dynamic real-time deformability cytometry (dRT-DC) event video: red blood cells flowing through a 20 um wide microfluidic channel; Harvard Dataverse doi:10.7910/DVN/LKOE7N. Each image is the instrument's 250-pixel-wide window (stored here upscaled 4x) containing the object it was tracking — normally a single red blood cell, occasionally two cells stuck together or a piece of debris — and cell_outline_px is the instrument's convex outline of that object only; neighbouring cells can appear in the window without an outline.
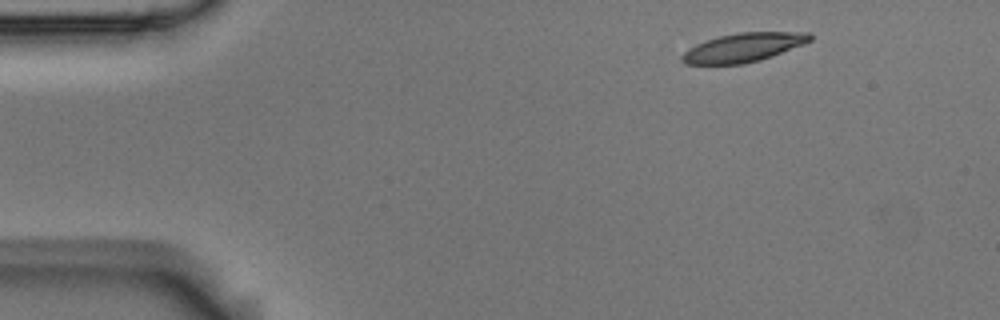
{"species": "Egyptian fruit bat (a non-hibernating species)", "species_latin": "Rousettus aegyptiacus", "temperature_condition": "room temperature", "stored_images_in_passage": 7, "camera_frame_rate_fps": 3000, "um_per_image_px": 0.085, "animal": {"sex": "male"}, "frame": {"image": 1, "passage_image": 1, "time_ms": 0.0, "image_size_px": [1000, 320], "cell_outline_px": [[812, 40], [804, 44], [772, 56], [760, 60], [744, 64], [684, 64], [680, 60], [680, 56], [688, 48], [696, 44], [720, 36], [736, 32], [812, 32]], "centroid_in_image_um": [63.19, 4.04], "position_along_channel_um": 21.8, "area_um2": 21.62}}
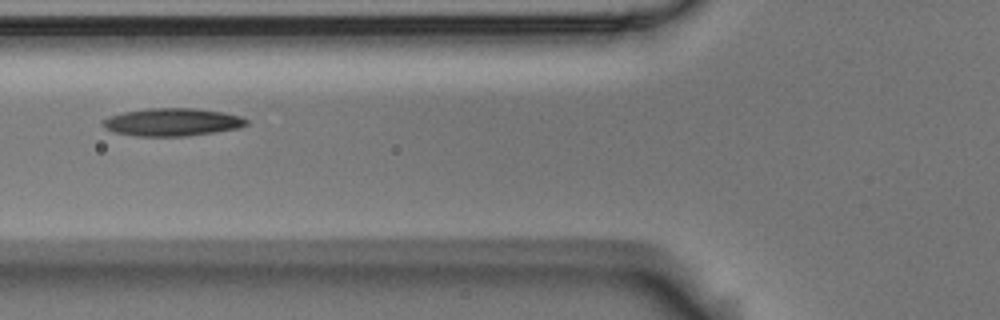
{"frame": {"image": 2, "passage_image": 5, "time_ms": 1.333, "image_size_px": [1000, 320], "cell_outline_px": [[248, 124], [240, 128], [188, 136], [136, 136], [116, 132], [104, 128], [104, 120], [112, 116], [124, 112], [148, 108], [196, 108], [224, 112], [240, 116], [248, 120]], "centroid_in_image_um": [14.71, 10.38], "position_along_channel_um": 111.1, "area_um2": 23.12}}
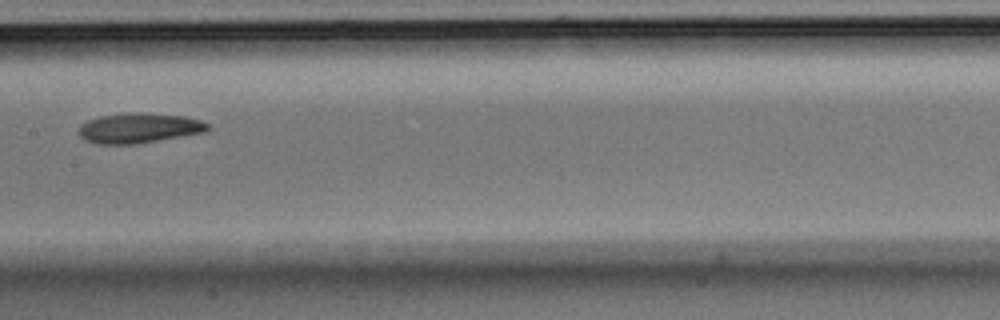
{"frame": {"image": 3, "passage_image": 7, "time_ms": 2.0, "image_size_px": [1000, 320], "cell_outline_px": [[208, 128], [204, 132], [136, 144], [96, 144], [84, 140], [80, 136], [80, 124], [88, 120], [100, 116], [128, 112], [144, 112], [184, 116], [200, 120], [208, 124]], "centroid_in_image_um": [11.77, 10.88], "position_along_channel_um": 195.6, "area_um2": 22.54}}